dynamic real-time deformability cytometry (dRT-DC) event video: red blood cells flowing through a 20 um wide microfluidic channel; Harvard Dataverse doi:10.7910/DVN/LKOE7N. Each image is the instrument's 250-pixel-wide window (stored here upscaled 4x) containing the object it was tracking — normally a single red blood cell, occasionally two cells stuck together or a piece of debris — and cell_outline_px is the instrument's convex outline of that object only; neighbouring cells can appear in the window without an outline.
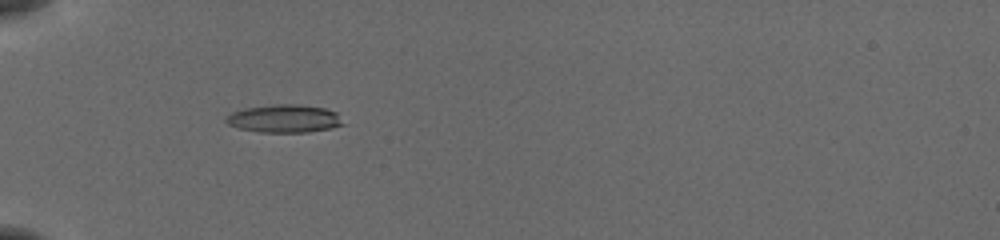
{"species": "common noctule bat (a hibernating species)", "species_latin": "Nyctalus noctula", "temperature_condition": "cold", "stored_images_in_passage": 36, "camera_frame_rate_fps": 3000, "um_per_image_px": 0.085, "animal": {"sex": "female", "body_mass_g": 19.5, "forearm_length_mm": 54.1}, "frame": {"image": 1, "passage_image": 1, "time_ms": 0.0, "image_size_px": [1000, 240], "cell_outline_px": [[344, 124], [328, 128], [308, 132], [260, 132], [240, 128], [228, 124], [224, 120], [232, 112], [244, 108], [276, 104], [300, 104], [324, 108], [336, 112]], "centroid_in_image_um": [24.15, 10.07], "position_along_channel_um": 60.8, "area_um2": 18.84}}
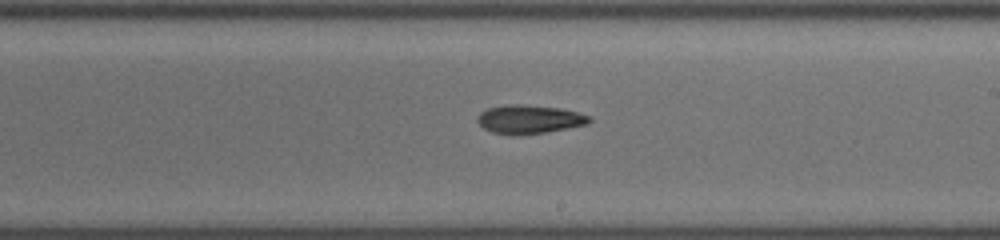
{"frame": {"image": 2, "passage_image": 16, "time_ms": 5.0, "image_size_px": [1000, 240], "cell_outline_px": [[592, 120], [588, 124], [568, 128], [544, 132], [516, 136], [512, 136], [492, 132], [484, 128], [476, 120], [476, 116], [480, 112], [488, 108], [504, 104], [520, 104], [560, 108], [592, 116]], "centroid_in_image_um": [44.96, 10.14], "position_along_channel_um": 244.0, "area_um2": 18.9}}
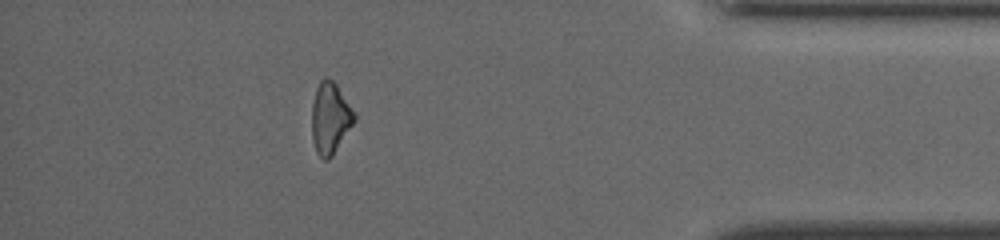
{"frame": {"image": 3, "passage_image": 31, "time_ms": 10.0, "image_size_px": [1000, 240], "cell_outline_px": [[356, 120], [332, 156], [328, 160], [324, 160], [316, 152], [312, 140], [312, 104], [316, 88], [320, 80], [324, 76], [332, 80], [336, 84], [356, 116]], "centroid_in_image_um": [28.05, 10.05], "position_along_channel_um": 407.2, "area_um2": 17.57}}